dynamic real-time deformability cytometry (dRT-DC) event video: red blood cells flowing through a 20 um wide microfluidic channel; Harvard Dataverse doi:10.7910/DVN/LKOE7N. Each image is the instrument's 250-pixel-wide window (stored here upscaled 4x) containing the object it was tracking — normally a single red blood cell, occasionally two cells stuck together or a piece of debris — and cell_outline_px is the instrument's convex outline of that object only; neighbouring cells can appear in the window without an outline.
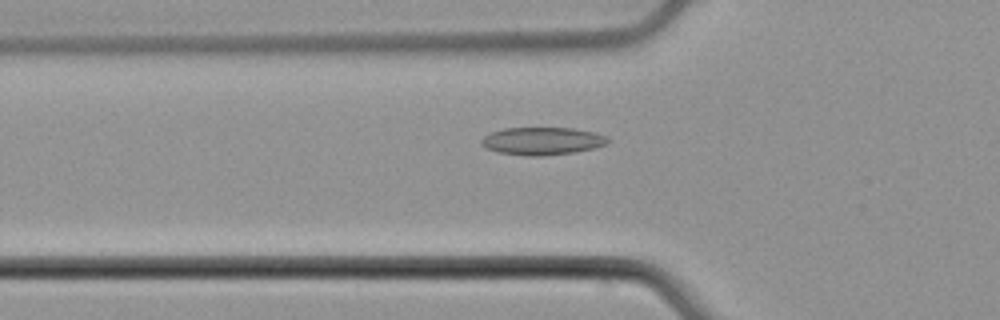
{"species": "common noctule bat (a hibernating species)", "species_latin": "Nyctalus noctula", "temperature_condition": "cold", "stored_images_in_passage": 52, "camera_frame_rate_fps": 3000, "um_per_image_px": 0.085, "animal": {"sex": "male", "body_mass_g": 21.5, "forearm_length_mm": 52.0}, "frame": {"image": 1, "passage_image": 18, "time_ms": 5.667, "image_size_px": [1000, 320], "cell_outline_px": [[612, 140], [608, 144], [596, 148], [576, 152], [544, 156], [524, 156], [496, 152], [484, 148], [480, 144], [480, 140], [484, 136], [492, 132], [504, 128], [572, 128], [596, 132], [608, 136]], "centroid_in_image_um": [46.13, 12.0], "position_along_channel_um": 79.7, "area_um2": 20.92}}
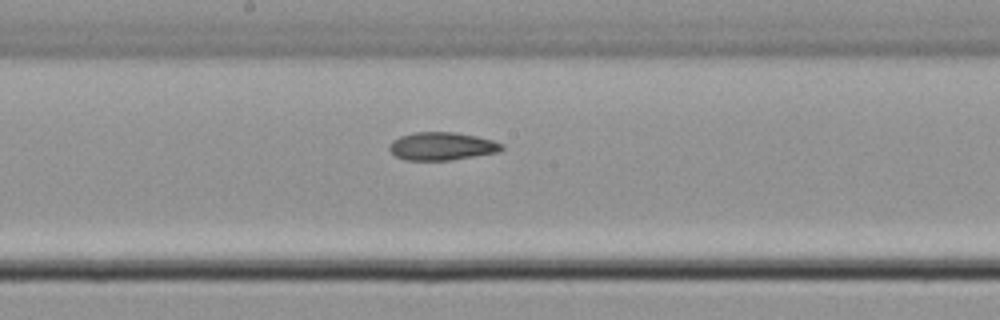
{"frame": {"image": 2, "passage_image": 28, "time_ms": 9.0, "image_size_px": [1000, 320], "cell_outline_px": [[504, 148], [500, 152], [452, 160], [404, 160], [396, 156], [388, 148], [388, 144], [392, 140], [400, 136], [412, 132], [452, 132], [476, 136], [492, 140], [504, 144]], "centroid_in_image_um": [37.56, 12.43], "position_along_channel_um": 210.6, "area_um2": 18.5}}
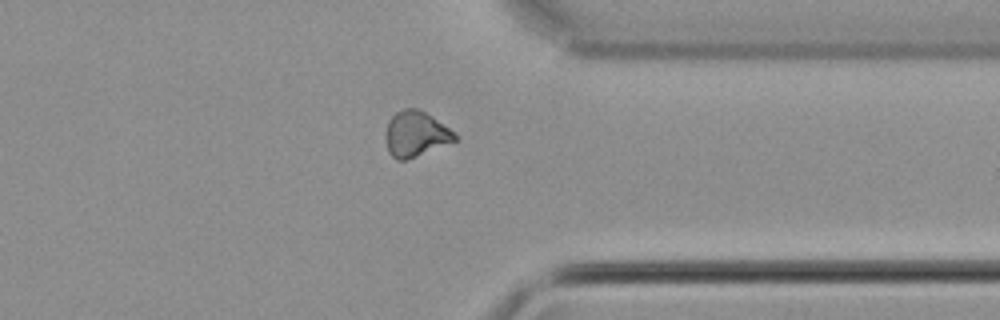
{"frame": {"image": 3, "passage_image": 41, "time_ms": 13.333, "image_size_px": [1000, 320], "cell_outline_px": [[456, 140], [404, 160], [396, 160], [388, 152], [384, 136], [384, 132], [388, 120], [396, 112], [404, 108], [416, 108], [432, 116], [456, 132]], "centroid_in_image_um": [35.29, 11.36], "position_along_channel_um": 376.1, "area_um2": 18.26}, "authors_computed_cell_mechanics": {"area_um2": 18.7561, "velocity_mm_per_s": 3.9257, "shape_relaxation_time_tau1_ms": null, "shape_relaxation_time_tau2_ms": 3.8229, "deformation_change_tau1": null, "deformation_change_tau2": 0.0847}}